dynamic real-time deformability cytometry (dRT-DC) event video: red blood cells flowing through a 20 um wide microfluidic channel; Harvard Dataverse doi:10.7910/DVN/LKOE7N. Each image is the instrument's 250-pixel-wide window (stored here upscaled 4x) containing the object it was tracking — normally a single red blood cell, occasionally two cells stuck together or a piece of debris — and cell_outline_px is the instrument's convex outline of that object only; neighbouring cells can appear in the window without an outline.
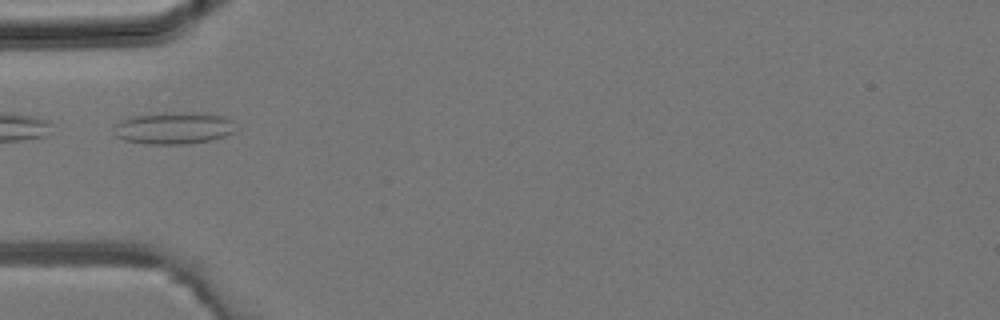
{"species": "common noctule bat (a hibernating species)", "species_latin": "Nyctalus noctula", "temperature_condition": "room temperature", "stored_images_in_passage": 1, "camera_frame_rate_fps": 3000, "um_per_image_px": 0.085, "animal": {"sex": "male", "body_mass_g": 19.2, "forearm_length_mm": 51.8}, "frame": {"image": 1, "passage_image": 1, "time_ms": 0.0, "image_size_px": [1000, 320], "cell_outline_px": [[236, 132], [212, 140], [188, 144], [144, 144], [124, 140], [116, 136], [112, 128], [120, 120], [132, 116], [168, 112], [204, 112], [224, 116], [232, 120]], "centroid_in_image_um": [14.77, 10.88], "position_along_channel_um": 70.2, "area_um2": 23.18}}